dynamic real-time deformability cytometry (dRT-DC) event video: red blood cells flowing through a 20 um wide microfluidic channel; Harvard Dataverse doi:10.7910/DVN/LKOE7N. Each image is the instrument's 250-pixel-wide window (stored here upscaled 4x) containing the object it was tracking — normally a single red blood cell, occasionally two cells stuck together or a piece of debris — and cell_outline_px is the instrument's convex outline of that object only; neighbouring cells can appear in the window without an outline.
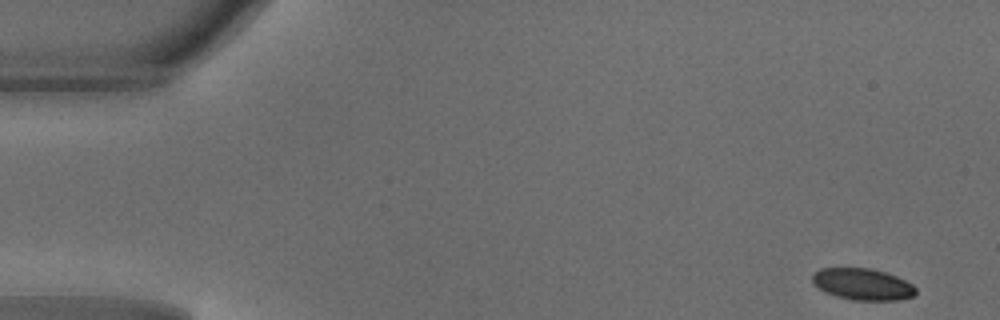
{"species": "common noctule bat (a hibernating species)", "species_latin": "Nyctalus noctula", "temperature_condition": "warm", "stored_images_in_passage": 47, "camera_frame_rate_fps": 3000, "um_per_image_px": 0.085, "animal": {"sex": "male", "body_mass_g": 18.8}, "frame": {"image": 1, "passage_image": 1, "time_ms": 0.0, "image_size_px": [1000, 320], "cell_outline_px": [[916, 292], [912, 296], [896, 300], [852, 300], [836, 296], [824, 292], [812, 284], [812, 272], [820, 268], [872, 268], [896, 276], [912, 284], [916, 288]], "centroid_in_image_um": [73.26, 24.15], "position_along_channel_um": 11.7, "area_um2": 19.13}}
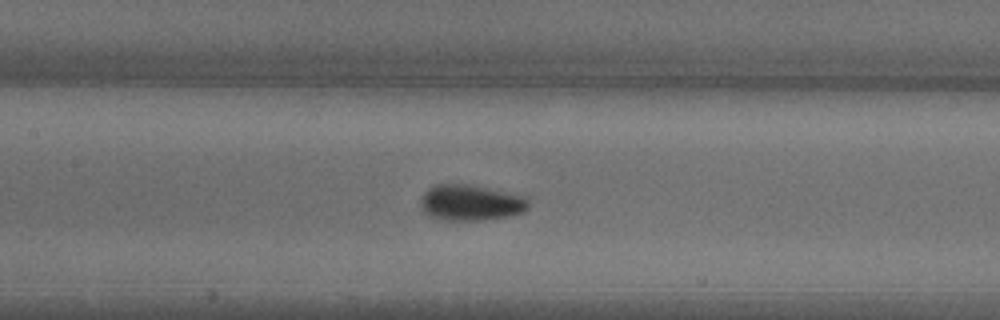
{"frame": {"image": 2, "passage_image": 21, "time_ms": 6.667, "image_size_px": [1000, 320], "cell_outline_px": [[528, 208], [520, 212], [508, 216], [484, 220], [436, 220], [424, 212], [420, 208], [420, 200], [424, 192], [428, 188], [436, 184], [468, 184], [528, 196]], "centroid_in_image_um": [39.97, 17.23], "position_along_channel_um": 167.4, "area_um2": 22.77}}
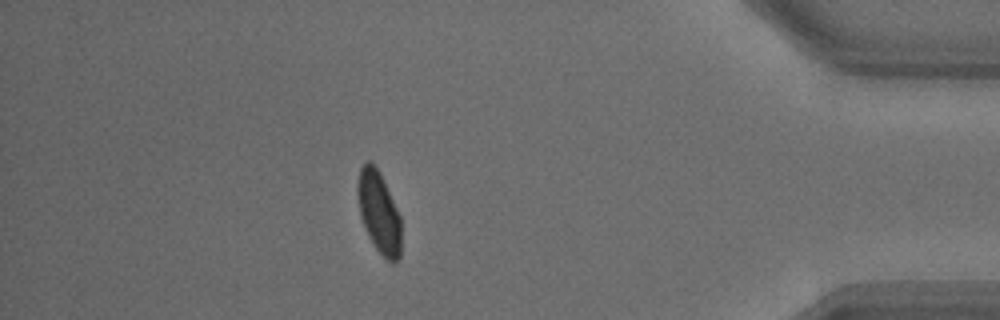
{"frame": {"image": 3, "passage_image": 41, "time_ms": 13.333, "image_size_px": [1000, 320], "cell_outline_px": [[400, 256], [392, 264], [376, 248], [368, 236], [364, 228], [360, 216], [356, 192], [356, 184], [360, 168], [368, 160], [372, 160], [380, 172], [400, 216]], "centroid_in_image_um": [32.17, 18.0], "position_along_channel_um": 403.0, "area_um2": 20.81}, "authors_computed_cell_mechanics": {"area_um2": 21.097, "velocity_mm_per_s": 4.1698, "shape_relaxation_time_tau1_ms": 1.986, "shape_relaxation_time_tau2_ms": null, "deformation_change_tau1": 0.0914, "deformation_change_tau2": null}}